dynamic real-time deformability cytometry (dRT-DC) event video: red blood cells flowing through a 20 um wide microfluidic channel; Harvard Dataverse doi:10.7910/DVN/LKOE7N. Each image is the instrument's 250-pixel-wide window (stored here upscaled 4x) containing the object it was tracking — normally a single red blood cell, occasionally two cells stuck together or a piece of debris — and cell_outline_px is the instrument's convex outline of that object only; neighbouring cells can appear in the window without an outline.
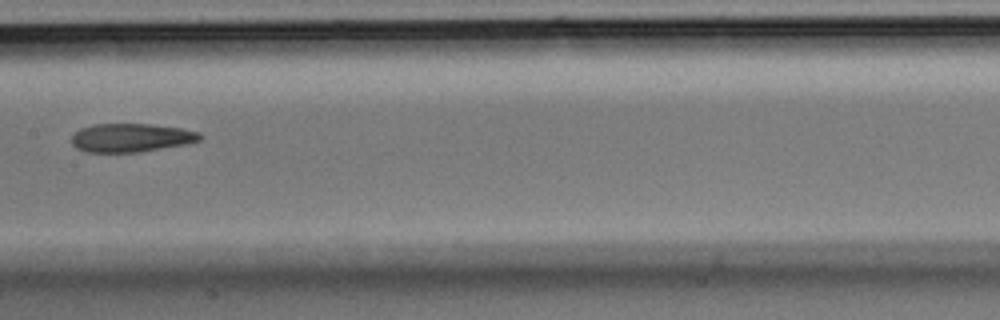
{"species": "Egyptian fruit bat (a non-hibernating species)", "species_latin": "Rousettus aegyptiacus", "temperature_condition": "room temperature", "stored_images_in_passage": 5, "camera_frame_rate_fps": 3000, "um_per_image_px": 0.085, "animal": {"sex": "male"}, "frame": {"image": 1, "passage_image": 5, "time_ms": 1.333, "image_size_px": [1000, 320], "cell_outline_px": [[204, 136], [200, 140], [188, 144], [140, 152], [88, 152], [76, 148], [72, 144], [72, 136], [80, 128], [96, 124], [148, 124], [180, 128], [200, 132]], "centroid_in_image_um": [11.18, 11.71], "position_along_channel_um": 196.2, "area_um2": 21.39}}